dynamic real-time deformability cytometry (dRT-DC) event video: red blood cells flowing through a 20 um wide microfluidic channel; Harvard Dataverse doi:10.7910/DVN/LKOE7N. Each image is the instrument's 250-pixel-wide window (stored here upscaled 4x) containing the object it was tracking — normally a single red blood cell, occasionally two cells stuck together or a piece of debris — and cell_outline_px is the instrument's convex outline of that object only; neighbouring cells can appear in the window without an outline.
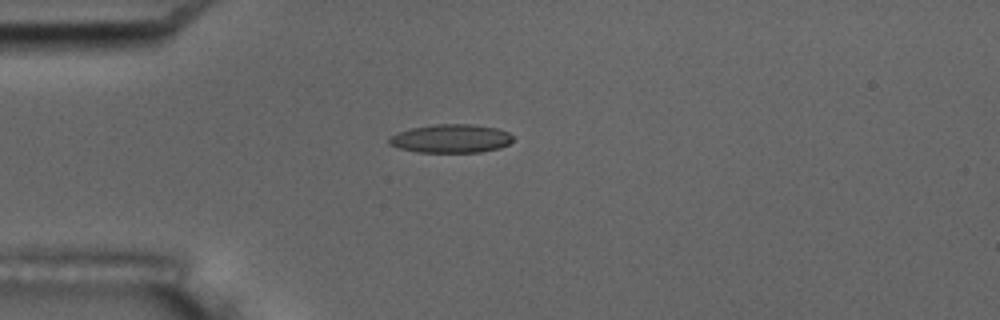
{"species": "common noctule bat (a hibernating species)", "species_latin": "Nyctalus noctula", "temperature_condition": "room temperature", "stored_images_in_passage": 10, "camera_frame_rate_fps": 3000, "um_per_image_px": 0.085, "animal": {"sex": "male", "body_mass_g": 17.5, "forearm_length_mm": 52.3}, "frame": {"image": 1, "passage_image": 5, "time_ms": 5.0, "image_size_px": [1000, 320], "cell_outline_px": [[512, 140], [508, 144], [500, 148], [480, 152], [416, 152], [400, 148], [388, 144], [388, 136], [396, 132], [412, 128], [436, 124], [472, 124], [496, 128], [508, 132], [512, 136]], "centroid_in_image_um": [38.29, 11.78], "position_along_channel_um": 46.7, "area_um2": 20.63}}
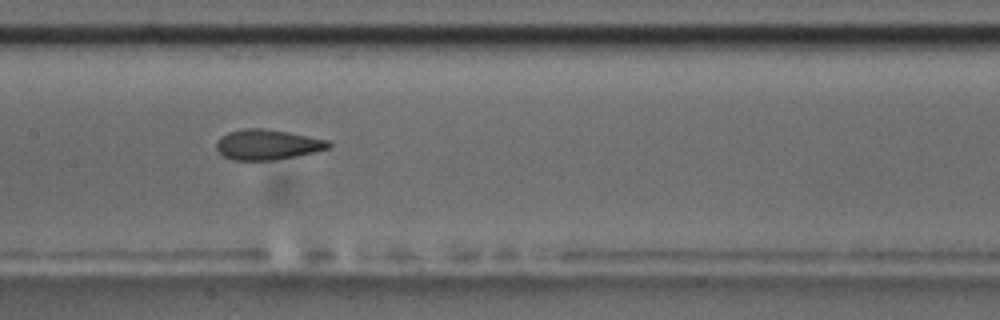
{"frame": {"image": 2, "passage_image": 9, "time_ms": 9.333, "image_size_px": [1000, 320], "cell_outline_px": [[332, 144], [328, 148], [296, 156], [272, 160], [232, 160], [224, 156], [216, 148], [216, 140], [220, 136], [228, 132], [244, 128], [264, 128], [288, 132], [328, 140]], "centroid_in_image_um": [22.69, 12.28], "position_along_channel_um": 184.7, "area_um2": 19.71}}